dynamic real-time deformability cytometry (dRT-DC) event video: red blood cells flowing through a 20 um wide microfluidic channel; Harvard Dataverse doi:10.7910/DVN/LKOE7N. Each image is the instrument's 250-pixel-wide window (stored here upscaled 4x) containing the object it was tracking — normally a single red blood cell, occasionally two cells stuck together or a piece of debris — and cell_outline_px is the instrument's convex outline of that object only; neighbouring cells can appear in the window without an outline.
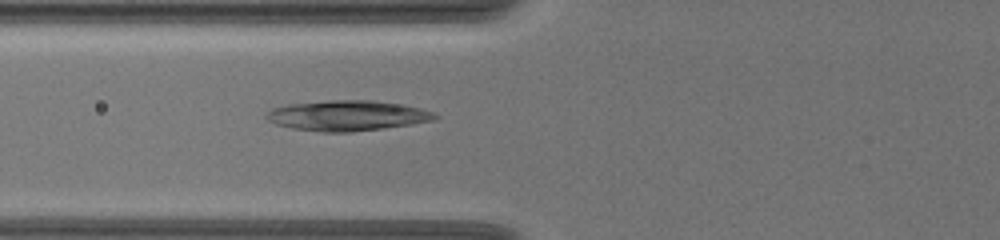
{"species": "common noctule bat (a hibernating species)", "species_latin": "Nyctalus noctula", "temperature_condition": "warm", "stored_images_in_passage": 43, "camera_frame_rate_fps": 3000, "um_per_image_px": 0.085, "animal": {"sex": "female", "body_mass_g": 19.5, "forearm_length_mm": 54.1}, "frame": {"image": 1, "passage_image": 9, "time_ms": 2.667, "image_size_px": [1000, 240], "cell_outline_px": [[440, 116], [436, 120], [412, 124], [384, 128], [352, 132], [320, 132], [292, 128], [276, 124], [268, 120], [264, 116], [272, 108], [288, 104], [328, 100], [372, 100], [404, 104], [436, 112]], "centroid_in_image_um": [29.57, 9.82], "position_along_channel_um": 96.2, "area_um2": 30.11}}
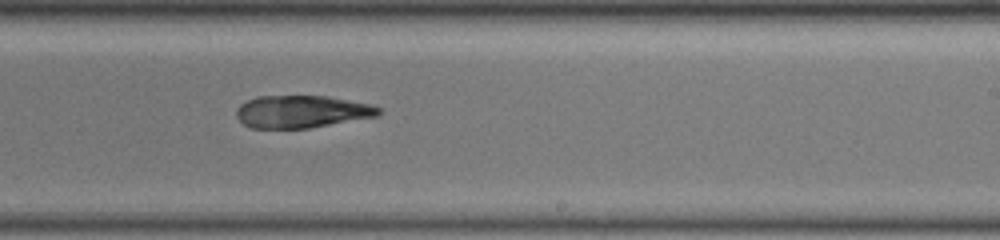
{"frame": {"image": 2, "passage_image": 23, "time_ms": 7.333, "image_size_px": [1000, 240], "cell_outline_px": [[380, 116], [308, 128], [252, 128], [244, 124], [236, 116], [236, 108], [240, 104], [256, 96], [328, 96], [372, 104], [380, 108]], "centroid_in_image_um": [25.66, 9.48], "position_along_channel_um": 263.3, "area_um2": 26.99}}
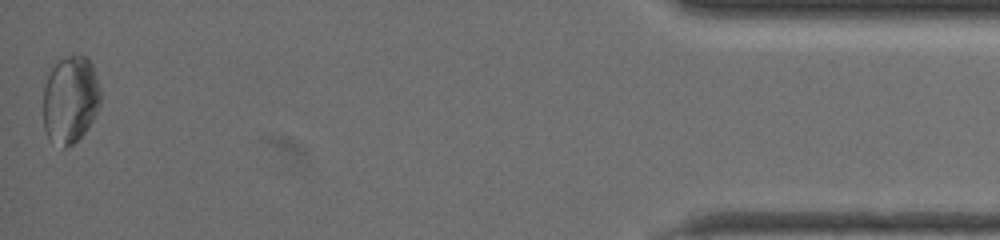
{"frame": {"image": 3, "passage_image": 43, "time_ms": 14.0, "image_size_px": [1000, 240], "cell_outline_px": [[100, 104], [88, 128], [72, 144], [64, 148], [48, 140], [44, 128], [44, 84], [56, 60], [76, 52], [80, 52], [88, 56], [92, 64], [100, 88]], "centroid_in_image_um": [5.97, 8.41], "position_along_channel_um": 429.2, "area_um2": 29.65}}